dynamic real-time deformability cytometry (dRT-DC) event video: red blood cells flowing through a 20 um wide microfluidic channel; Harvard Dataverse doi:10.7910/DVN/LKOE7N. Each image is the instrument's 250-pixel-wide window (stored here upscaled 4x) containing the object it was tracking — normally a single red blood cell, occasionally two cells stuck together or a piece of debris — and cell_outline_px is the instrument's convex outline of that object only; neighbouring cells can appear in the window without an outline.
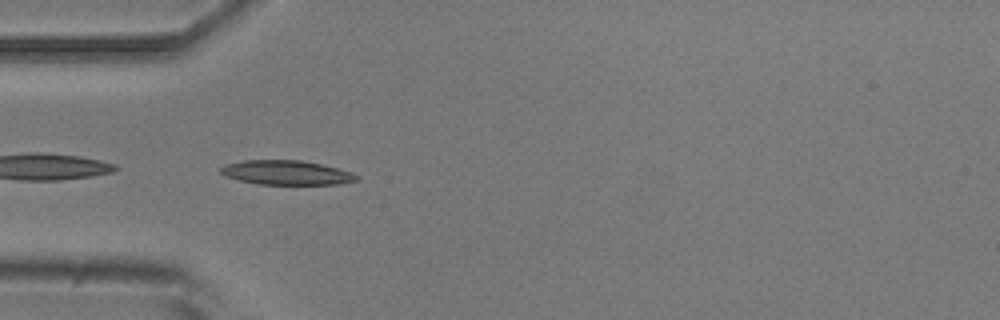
{"species": "common noctule bat (a hibernating species)", "species_latin": "Nyctalus noctula", "temperature_condition": "room temperature", "stored_images_in_passage": 7, "camera_frame_rate_fps": 3000, "um_per_image_px": 0.085, "animal": {"sex": "male", "body_mass_g": 20.5, "forearm_length_mm": 52.5}, "frame": {"image": 1, "passage_image": 4, "time_ms": 4.0, "image_size_px": [1000, 320], "cell_outline_px": [[360, 180], [340, 184], [256, 184], [224, 176], [220, 172], [220, 168], [224, 164], [244, 160], [300, 160], [320, 164], [352, 172], [360, 176]], "centroid_in_image_um": [24.35, 14.67], "position_along_channel_um": 60.7, "area_um2": 19.36}}
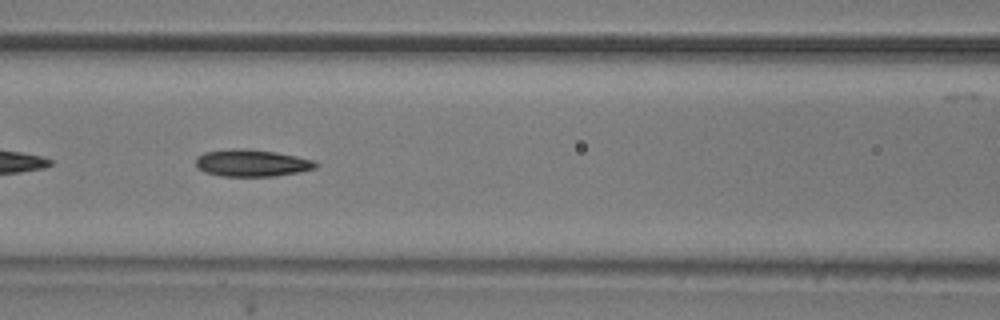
{"frame": {"image": 2, "passage_image": 6, "time_ms": 6.333, "image_size_px": [1000, 320], "cell_outline_px": [[320, 164], [316, 168], [300, 172], [276, 176], [220, 176], [204, 172], [196, 168], [196, 156], [204, 152], [232, 148], [244, 148], [276, 152], [316, 160]], "centroid_in_image_um": [21.41, 13.85], "position_along_channel_um": 145.2, "area_um2": 19.25}}
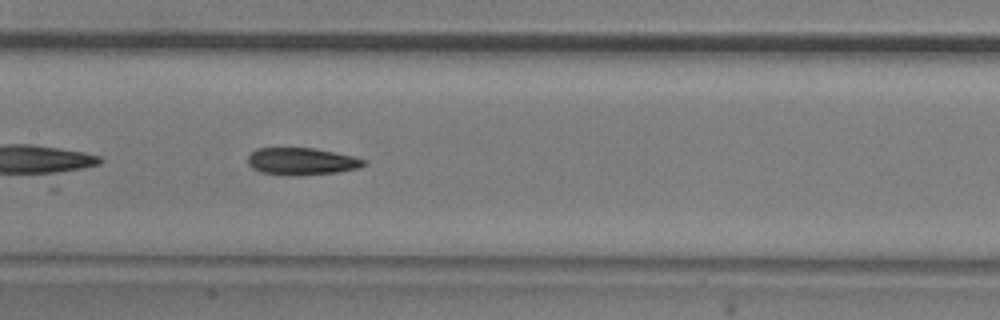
{"frame": {"image": 3, "passage_image": 7, "time_ms": 7.333, "image_size_px": [1000, 320], "cell_outline_px": [[368, 160], [364, 164], [356, 168], [336, 172], [296, 176], [284, 176], [260, 172], [252, 168], [248, 164], [248, 156], [256, 148], [316, 148], [356, 156]], "centroid_in_image_um": [25.63, 13.72], "position_along_channel_um": 181.8, "area_um2": 18.61}}